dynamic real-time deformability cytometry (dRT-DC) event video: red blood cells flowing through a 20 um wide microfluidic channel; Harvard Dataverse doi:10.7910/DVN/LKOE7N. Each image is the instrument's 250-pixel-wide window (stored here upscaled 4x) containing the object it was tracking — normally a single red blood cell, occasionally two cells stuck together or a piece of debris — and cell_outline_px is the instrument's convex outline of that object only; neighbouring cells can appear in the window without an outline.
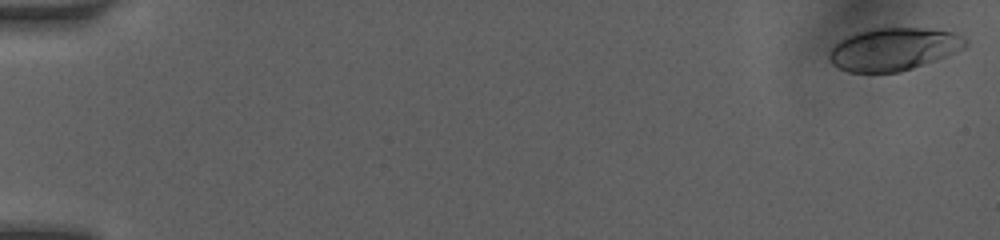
{"species": "human", "species_latin": "Homo sapiens", "temperature_condition": "room temperature", "stored_images_in_passage": 33, "camera_frame_rate_fps": 3000, "um_per_image_px": 0.085, "donor": {"sex": "female"}, "frame": {"image": 1, "passage_image": 1, "time_ms": 0.0, "image_size_px": [1000, 240], "cell_outline_px": [[968, 44], [964, 48], [944, 56], [912, 68], [900, 72], [848, 72], [832, 64], [828, 56], [832, 48], [840, 40], [848, 36], [868, 28], [920, 28], [952, 32], [968, 40]], "centroid_in_image_um": [75.93, 4.17], "position_along_channel_um": 9.1, "area_um2": 33.41}}
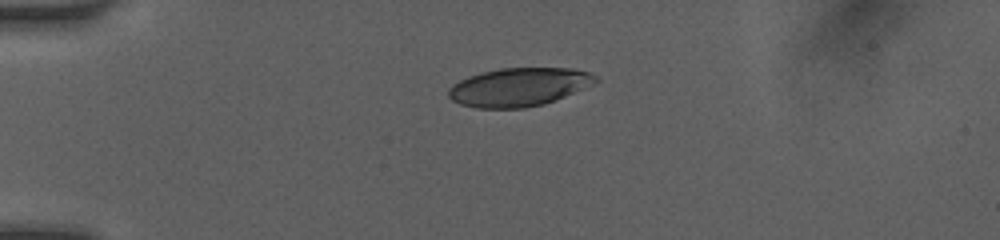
{"frame": {"image": 2, "passage_image": 25, "time_ms": 4.0, "image_size_px": [1000, 240], "cell_outline_px": [[600, 80], [556, 100], [544, 104], [524, 108], [476, 108], [460, 104], [452, 100], [448, 96], [448, 88], [452, 84], [468, 76], [500, 68], [568, 68], [588, 72], [596, 76]], "centroid_in_image_um": [44.07, 7.4], "position_along_channel_um": 40.9, "area_um2": 32.77}}